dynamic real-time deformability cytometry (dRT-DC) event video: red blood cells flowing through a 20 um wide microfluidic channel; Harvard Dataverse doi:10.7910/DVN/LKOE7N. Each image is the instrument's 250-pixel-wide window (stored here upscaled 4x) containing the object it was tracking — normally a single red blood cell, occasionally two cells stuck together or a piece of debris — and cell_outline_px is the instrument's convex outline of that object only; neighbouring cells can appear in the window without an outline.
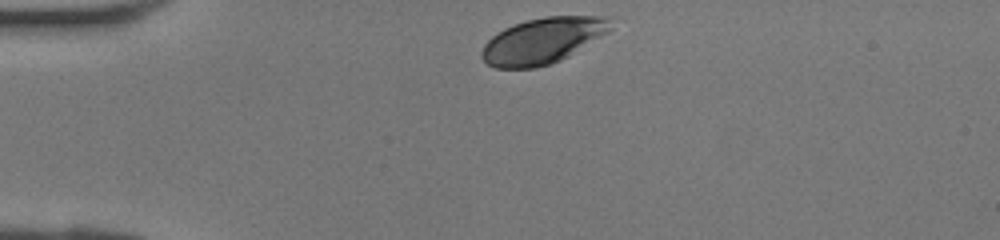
{"species": "human", "species_latin": "Homo sapiens", "temperature_condition": "room temperature", "stored_images_in_passage": 27, "camera_frame_rate_fps": 3000, "um_per_image_px": 0.085, "donor": {"sex": "female"}, "frame": {"image": 1, "passage_image": 1, "time_ms": 0.0, "image_size_px": [1000, 240], "cell_outline_px": [[616, 16], [612, 28], [608, 32], [568, 56], [560, 60], [536, 68], [496, 68], [488, 64], [480, 56], [480, 52], [484, 44], [496, 32], [512, 24], [544, 16]], "centroid_in_image_um": [46.15, 3.43], "position_along_channel_um": 38.8, "area_um2": 34.74}}
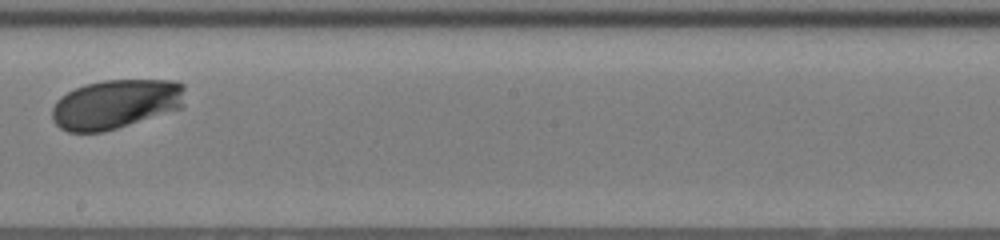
{"frame": {"image": 2, "passage_image": 16, "time_ms": 5.0, "image_size_px": [1000, 240], "cell_outline_px": [[184, 108], [116, 128], [100, 132], [68, 132], [60, 128], [52, 120], [52, 108], [56, 100], [60, 96], [84, 84], [104, 80], [176, 80], [184, 84]], "centroid_in_image_um": [9.86, 8.84], "position_along_channel_um": 238.3, "area_um2": 38.55}}
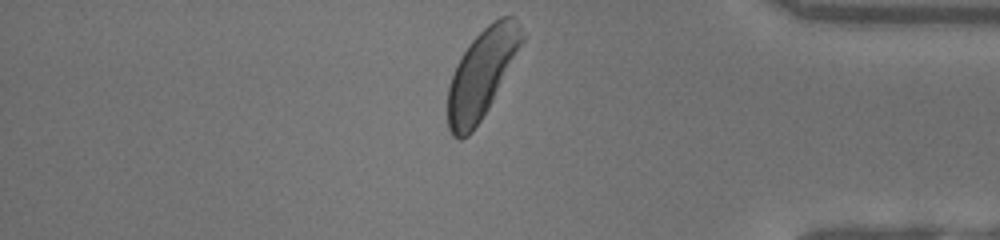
{"frame": {"image": 3, "passage_image": 27, "time_ms": 8.667, "image_size_px": [1000, 240], "cell_outline_px": [[524, 40], [488, 108], [472, 132], [468, 136], [460, 140], [452, 136], [448, 128], [448, 88], [456, 64], [468, 44], [488, 24], [500, 16], [516, 16], [524, 36]], "centroid_in_image_um": [40.93, 6.26], "position_along_channel_um": 394.3, "area_um2": 37.69}}